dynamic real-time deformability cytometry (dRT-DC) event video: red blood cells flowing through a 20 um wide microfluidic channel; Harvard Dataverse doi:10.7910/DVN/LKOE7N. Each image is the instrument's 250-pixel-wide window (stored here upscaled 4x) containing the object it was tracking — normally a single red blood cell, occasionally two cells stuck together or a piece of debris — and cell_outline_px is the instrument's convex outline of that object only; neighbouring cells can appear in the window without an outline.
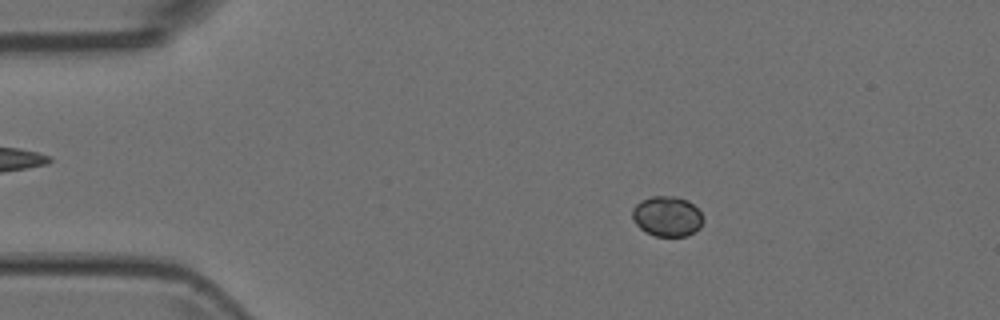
{"species": "Egyptian fruit bat (a non-hibernating species)", "species_latin": "Rousettus aegyptiacus", "temperature_condition": "room temperature", "stored_images_in_passage": 29, "camera_frame_rate_fps": 3000, "um_per_image_px": 0.085, "animal": {"sex": "female"}, "frame": {"image": 1, "passage_image": 9, "time_ms": 2.667, "image_size_px": [1000, 320], "cell_outline_px": [[704, 220], [700, 228], [688, 236], [656, 236], [640, 228], [632, 220], [632, 208], [640, 200], [652, 196], [676, 196], [688, 200], [700, 212]], "centroid_in_image_um": [56.7, 18.38], "position_along_channel_um": 28.3, "area_um2": 16.7}}
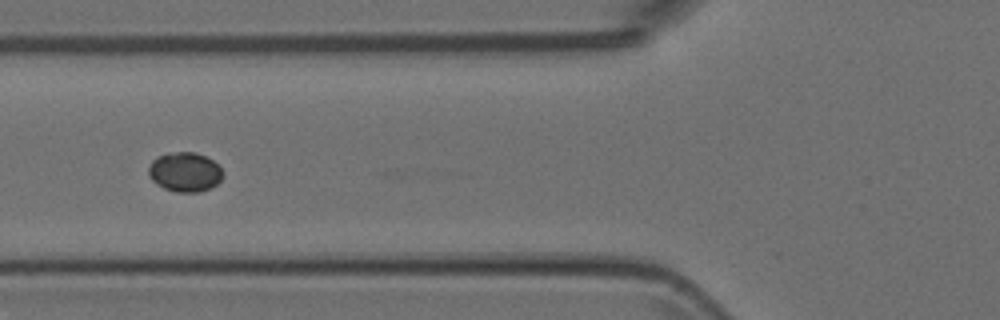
{"frame": {"image": 2, "passage_image": 20, "time_ms": 6.333, "image_size_px": [1000, 320], "cell_outline_px": [[224, 176], [212, 188], [200, 192], [176, 192], [164, 188], [156, 184], [148, 176], [148, 168], [152, 160], [156, 156], [168, 152], [196, 152], [212, 160], [224, 172]], "centroid_in_image_um": [15.7, 14.62], "position_along_channel_um": 110.1, "area_um2": 17.34}}
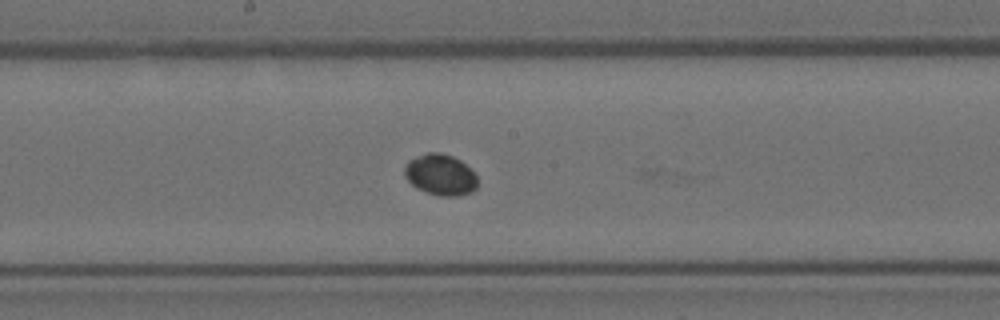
{"frame": {"image": 3, "passage_image": 28, "time_ms": 9.0, "image_size_px": [1000, 320], "cell_outline_px": [[476, 188], [472, 192], [456, 196], [440, 196], [416, 188], [404, 176], [404, 168], [408, 160], [416, 156], [428, 152], [440, 152], [452, 156], [460, 160], [476, 176]], "centroid_in_image_um": [37.4, 14.85], "position_along_channel_um": 210.8, "area_um2": 17.34}}